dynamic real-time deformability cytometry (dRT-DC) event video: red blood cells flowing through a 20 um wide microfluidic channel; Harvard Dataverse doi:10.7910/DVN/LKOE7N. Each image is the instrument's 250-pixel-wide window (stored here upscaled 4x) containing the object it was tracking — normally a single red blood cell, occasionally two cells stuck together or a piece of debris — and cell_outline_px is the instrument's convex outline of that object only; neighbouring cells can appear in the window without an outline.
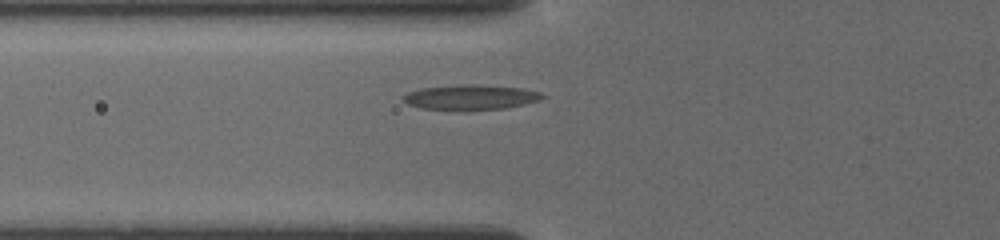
{"species": "common noctule bat (a hibernating species)", "species_latin": "Nyctalus noctula", "temperature_condition": "cold", "stored_images_in_passage": 29, "camera_frame_rate_fps": 3000, "um_per_image_px": 0.085, "animal": {"sex": "female", "body_mass_g": 19.5, "forearm_length_mm": 54.1}, "frame": {"image": 1, "passage_image": 7, "time_ms": 2.333, "image_size_px": [1000, 240], "cell_outline_px": [[544, 96], [540, 100], [524, 104], [504, 108], [420, 108], [408, 104], [400, 96], [408, 92], [424, 88], [464, 84], [520, 88], [540, 92]], "centroid_in_image_um": [39.99, 8.24], "position_along_channel_um": 85.8, "area_um2": 19.25}}
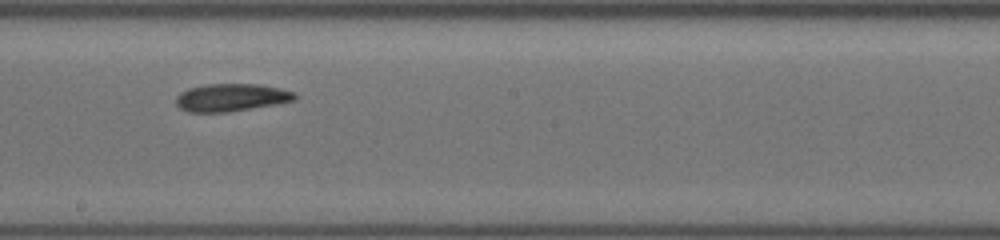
{"frame": {"image": 2, "passage_image": 16, "time_ms": 6.0, "image_size_px": [1000, 240], "cell_outline_px": [[296, 100], [276, 104], [228, 112], [188, 112], [180, 108], [176, 104], [176, 96], [180, 92], [188, 88], [208, 84], [256, 84], [280, 88], [296, 92]], "centroid_in_image_um": [19.65, 8.29], "position_along_channel_um": 228.5, "area_um2": 19.19}}
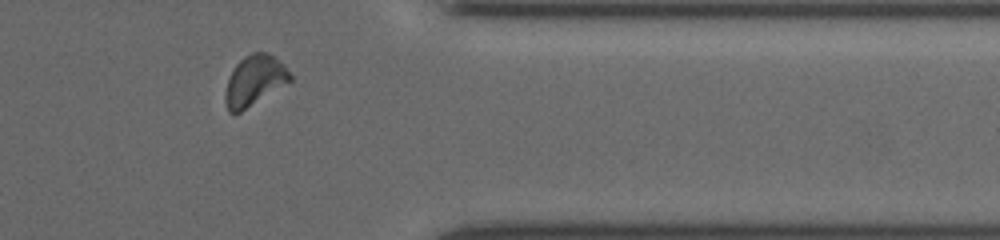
{"frame": {"image": 3, "passage_image": 24, "time_ms": 10.333, "image_size_px": [1000, 240], "cell_outline_px": [[292, 80], [240, 112], [228, 112], [224, 100], [224, 92], [228, 80], [236, 64], [244, 56], [252, 52], [268, 52], [284, 64], [292, 76]], "centroid_in_image_um": [21.62, 6.83], "position_along_channel_um": 389.8, "area_um2": 18.84}}